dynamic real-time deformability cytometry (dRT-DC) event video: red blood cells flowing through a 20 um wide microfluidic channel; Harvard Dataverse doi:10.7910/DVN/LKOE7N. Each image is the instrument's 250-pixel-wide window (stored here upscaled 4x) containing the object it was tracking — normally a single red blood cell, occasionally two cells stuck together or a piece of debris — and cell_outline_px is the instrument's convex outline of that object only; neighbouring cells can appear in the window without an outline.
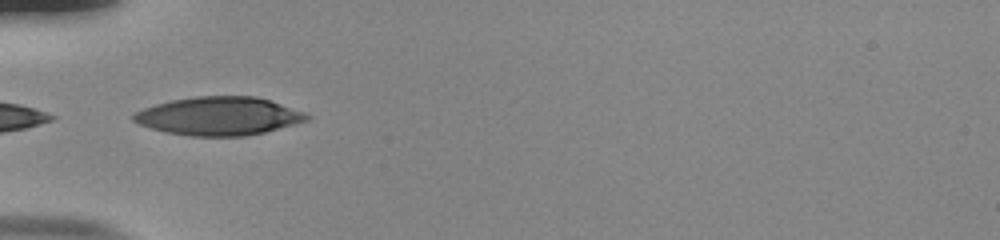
{"species": "human", "species_latin": "Homo sapiens", "temperature_condition": "room temperature", "stored_images_in_passage": 32, "camera_frame_rate_fps": 3000, "um_per_image_px": 0.085, "donor": {"sex": "male"}, "frame": {"image": 1, "passage_image": 1, "time_ms": 0.0, "image_size_px": [1000, 240], "cell_outline_px": [[312, 116], [308, 120], [264, 132], [244, 136], [192, 136], [164, 132], [140, 124], [132, 120], [132, 116], [136, 112], [144, 108], [156, 104], [172, 100], [196, 96], [256, 96], [304, 112]], "centroid_in_image_um": [18.59, 9.87], "position_along_channel_um": 66.4, "area_um2": 38.38}}
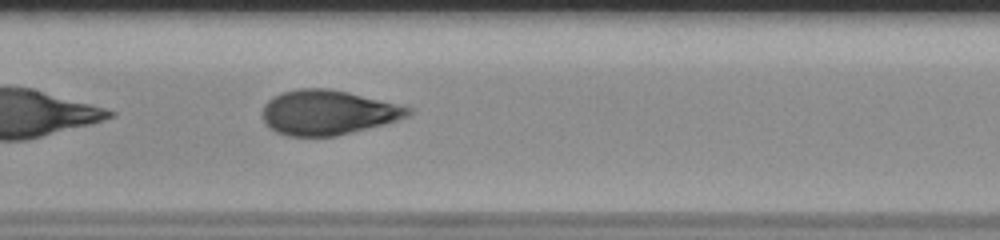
{"frame": {"image": 2, "passage_image": 10, "time_ms": 3.0, "image_size_px": [1000, 240], "cell_outline_px": [[412, 112], [408, 116], [384, 124], [336, 136], [288, 136], [276, 132], [268, 128], [264, 124], [264, 104], [272, 96], [280, 92], [300, 88], [328, 88], [408, 104], [412, 108]], "centroid_in_image_um": [27.91, 9.54], "position_along_channel_um": 179.5, "area_um2": 38.55}}
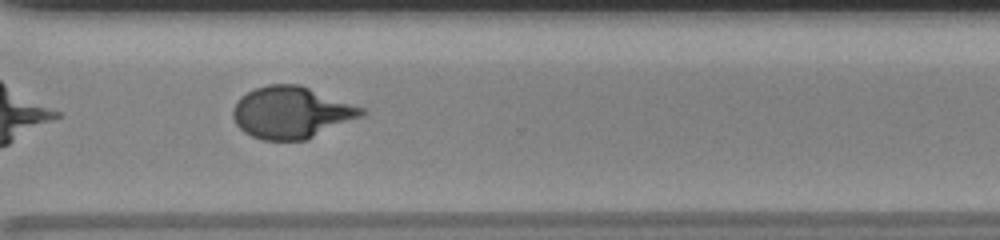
{"frame": {"image": 3, "passage_image": 23, "time_ms": 7.333, "image_size_px": [1000, 240], "cell_outline_px": [[368, 112], [364, 116], [308, 140], [264, 140], [252, 136], [244, 132], [236, 124], [232, 116], [232, 108], [240, 96], [256, 88], [268, 84], [300, 84], [368, 108]], "centroid_in_image_um": [24.84, 9.56], "position_along_channel_um": 345.8, "area_um2": 39.59}, "authors_computed_cell_mechanics": {"area_um2": 38.6971, "velocity_mm_per_s": 3.8427, "shape_relaxation_time_tau1_ms": 4.1019, "shape_relaxation_time_tau2_ms": null, "deformation_change_tau1": 0.1783, "deformation_change_tau2": null}}